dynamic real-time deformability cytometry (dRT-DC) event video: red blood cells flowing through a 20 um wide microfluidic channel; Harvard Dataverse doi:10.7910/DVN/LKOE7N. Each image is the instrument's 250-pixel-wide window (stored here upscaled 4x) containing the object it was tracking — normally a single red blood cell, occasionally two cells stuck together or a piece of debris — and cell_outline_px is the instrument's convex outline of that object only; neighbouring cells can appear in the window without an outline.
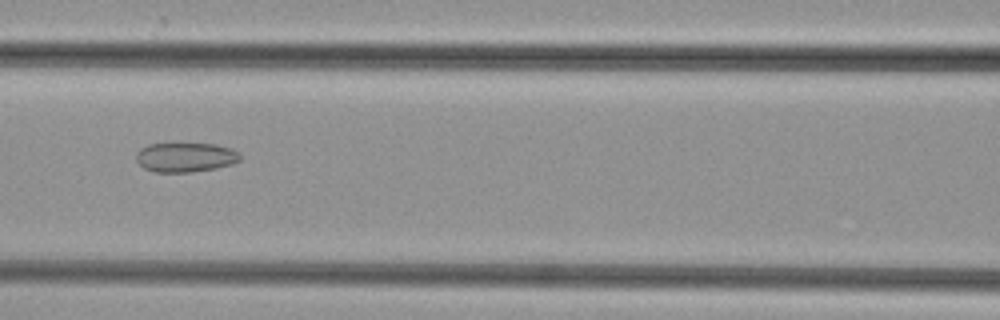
{"species": "common noctule bat (a hibernating species)", "species_latin": "Nyctalus noctula", "temperature_condition": "cold", "stored_images_in_passage": 43, "camera_frame_rate_fps": 3000, "um_per_image_px": 0.085, "animal": {"sex": "female", "body_mass_g": 29.2, "forearm_length_mm": 56.3}, "frame": {"image": 1, "passage_image": 16, "time_ms": 5.0, "image_size_px": [1000, 320], "cell_outline_px": [[240, 160], [232, 164], [216, 168], [192, 172], [152, 172], [144, 168], [136, 160], [136, 152], [140, 148], [148, 144], [216, 144], [232, 148], [240, 156]], "centroid_in_image_um": [15.74, 13.37], "position_along_channel_um": 150.9, "area_um2": 17.86}}
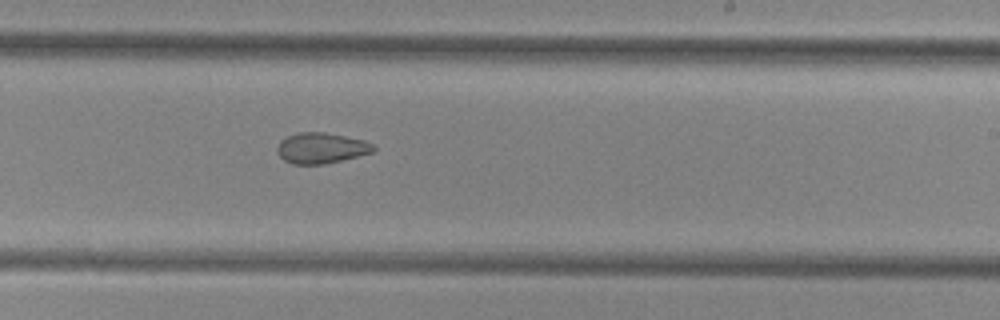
{"frame": {"image": 2, "passage_image": 24, "time_ms": 7.667, "image_size_px": [1000, 320], "cell_outline_px": [[376, 148], [372, 152], [324, 164], [292, 164], [284, 160], [276, 152], [276, 148], [280, 140], [288, 136], [300, 132], [324, 132], [364, 140], [372, 144]], "centroid_in_image_um": [27.26, 12.58], "position_along_channel_um": 261.7, "area_um2": 17.05}}
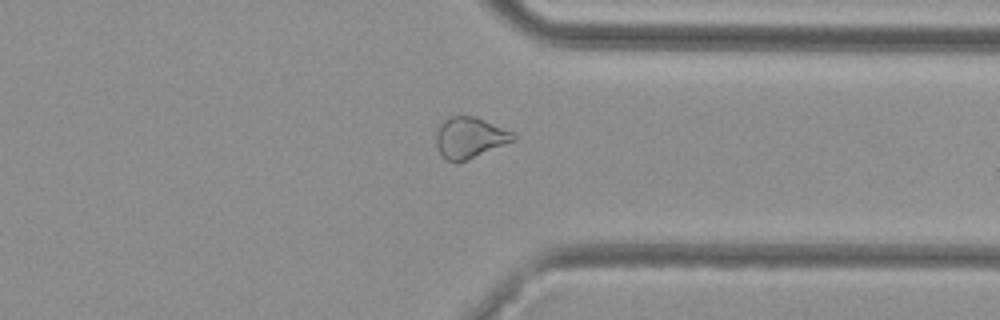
{"frame": {"image": 3, "passage_image": 32, "time_ms": 10.333, "image_size_px": [1000, 320], "cell_outline_px": [[516, 140], [456, 164], [444, 160], [436, 144], [436, 132], [440, 124], [448, 116], [476, 116], [512, 132], [516, 136]], "centroid_in_image_um": [39.9, 11.71], "position_along_channel_um": 371.5, "area_um2": 18.5}}